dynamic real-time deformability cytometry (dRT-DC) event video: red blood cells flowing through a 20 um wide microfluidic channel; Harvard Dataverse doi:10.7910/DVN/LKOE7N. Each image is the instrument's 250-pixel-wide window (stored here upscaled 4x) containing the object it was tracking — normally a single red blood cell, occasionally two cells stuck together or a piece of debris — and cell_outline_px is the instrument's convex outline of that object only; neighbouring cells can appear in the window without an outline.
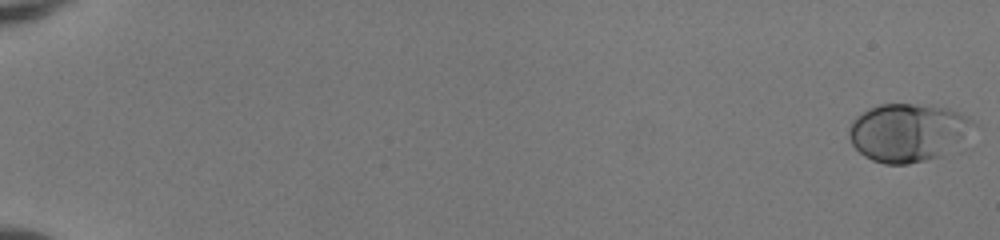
{"species": "human", "species_latin": "Homo sapiens", "temperature_condition": "room temperature", "stored_images_in_passage": 53, "camera_frame_rate_fps": 3000, "um_per_image_px": 0.085, "donor": {"sex": "female"}, "frame": {"image": 1, "passage_image": 1, "time_ms": 0.0, "image_size_px": [1000, 240], "cell_outline_px": [[976, 124], [944, 156], [908, 164], [884, 164], [872, 160], [864, 156], [852, 144], [848, 136], [848, 128], [852, 120], [856, 116], [868, 108], [880, 104], [928, 104], [948, 108], [960, 112], [968, 116]], "centroid_in_image_um": [77.14, 11.25], "position_along_channel_um": 7.9, "area_um2": 42.31}}
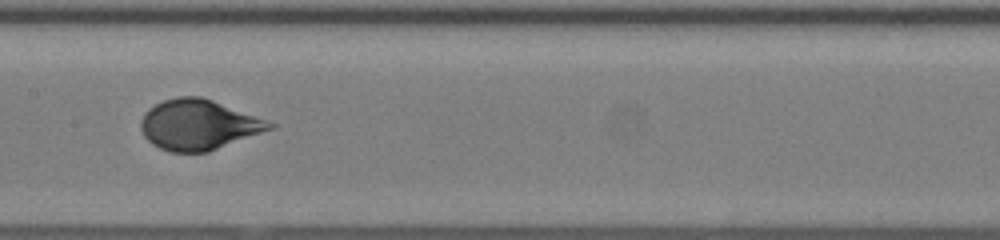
{"frame": {"image": 2, "passage_image": 30, "time_ms": 9.667, "image_size_px": [1000, 240], "cell_outline_px": [[280, 124], [276, 128], [208, 152], [168, 152], [152, 144], [144, 136], [140, 128], [140, 120], [144, 112], [148, 108], [164, 100], [176, 96], [200, 96], [212, 100]], "centroid_in_image_um": [16.9, 10.6], "position_along_channel_um": 190.5, "area_um2": 38.15}}
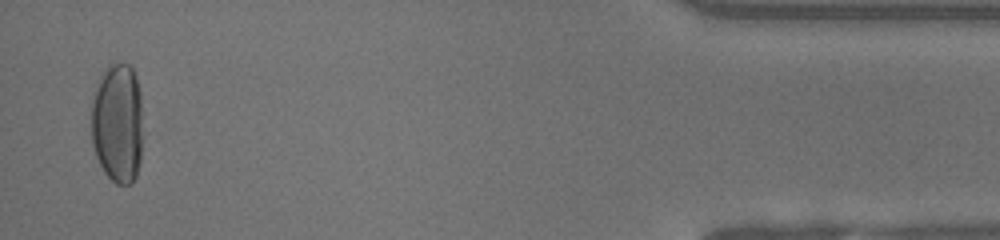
{"frame": {"image": 3, "passage_image": 52, "time_ms": 17.0, "image_size_px": [1000, 240], "cell_outline_px": [[140, 160], [136, 176], [132, 184], [116, 184], [104, 172], [96, 156], [92, 144], [92, 100], [96, 88], [104, 68], [108, 64], [128, 64], [132, 68], [136, 76], [140, 92]], "centroid_in_image_um": [9.97, 10.47], "position_along_channel_um": 425.2, "area_um2": 35.78}, "authors_computed_cell_mechanics": {"area_um2": 38.3214, "velocity_mm_per_s": 4.0649, "shape_relaxation_time_tau1_ms": 4.0196, "shape_relaxation_time_tau2_ms": null, "deformation_change_tau1": 0.1834, "deformation_change_tau2": null}}